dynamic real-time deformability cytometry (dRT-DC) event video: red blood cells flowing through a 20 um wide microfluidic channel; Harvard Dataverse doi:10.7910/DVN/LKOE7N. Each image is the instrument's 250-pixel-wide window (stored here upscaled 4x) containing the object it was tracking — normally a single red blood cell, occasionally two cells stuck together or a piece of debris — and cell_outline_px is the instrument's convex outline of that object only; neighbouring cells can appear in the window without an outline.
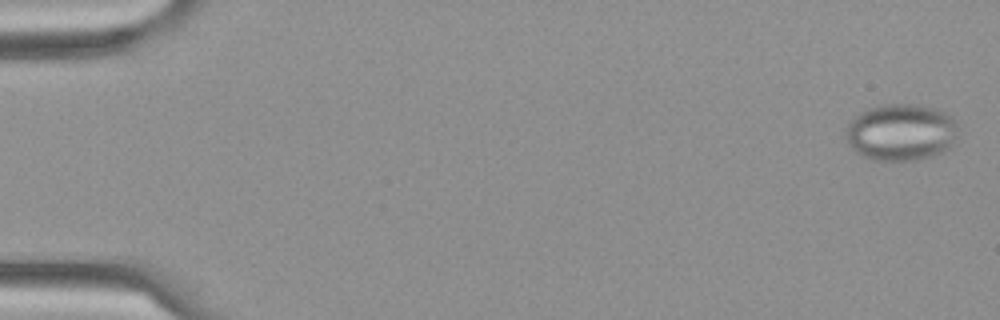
{"species": "Egyptian fruit bat (a non-hibernating species)", "species_latin": "Rousettus aegyptiacus", "temperature_condition": "cold", "stored_images_in_passage": 3, "camera_frame_rate_fps": 3000, "um_per_image_px": 0.085, "frame": {"image": 1, "passage_image": 1, "time_ms": 0.0, "image_size_px": [1000, 320], "cell_outline_px": [[956, 136], [948, 148], [944, 152], [932, 156], [916, 160], [872, 160], [864, 156], [852, 148], [848, 140], [848, 124], [860, 112], [868, 108], [884, 104], [908, 104], [932, 108], [948, 116], [956, 124]], "centroid_in_image_um": [76.57, 11.26], "position_along_channel_um": 8.4, "area_um2": 36.36}}